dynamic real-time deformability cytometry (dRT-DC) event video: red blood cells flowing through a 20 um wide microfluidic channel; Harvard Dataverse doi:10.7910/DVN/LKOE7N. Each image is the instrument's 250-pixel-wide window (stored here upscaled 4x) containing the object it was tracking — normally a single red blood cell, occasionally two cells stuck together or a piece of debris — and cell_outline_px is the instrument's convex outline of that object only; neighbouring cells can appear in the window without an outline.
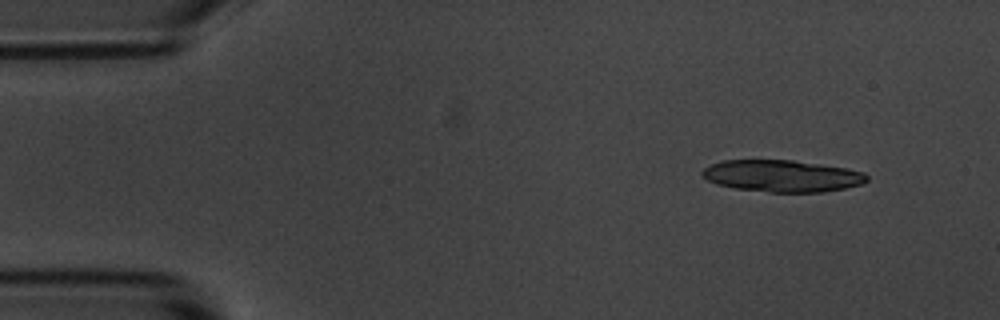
{"species": "common noctule bat (a hibernating species)", "species_latin": "Nyctalus noctula", "temperature_condition": "room temperature", "stored_images_in_passage": 5, "camera_frame_rate_fps": 3000, "um_per_image_px": 0.085, "animal": {"sex": "male", "body_mass_g": 20.1, "forearm_length_mm": 53.5}, "frame": {"image": 1, "passage_image": 1, "time_ms": 0.0, "image_size_px": [1000, 320], "cell_outline_px": [[868, 180], [864, 184], [824, 192], [772, 192], [736, 188], [716, 184], [708, 180], [700, 172], [704, 168], [712, 164], [724, 160], [792, 160], [848, 168], [864, 172], [868, 176]], "centroid_in_image_um": [66.52, 14.95], "position_along_channel_um": 18.5, "area_um2": 30.52}}